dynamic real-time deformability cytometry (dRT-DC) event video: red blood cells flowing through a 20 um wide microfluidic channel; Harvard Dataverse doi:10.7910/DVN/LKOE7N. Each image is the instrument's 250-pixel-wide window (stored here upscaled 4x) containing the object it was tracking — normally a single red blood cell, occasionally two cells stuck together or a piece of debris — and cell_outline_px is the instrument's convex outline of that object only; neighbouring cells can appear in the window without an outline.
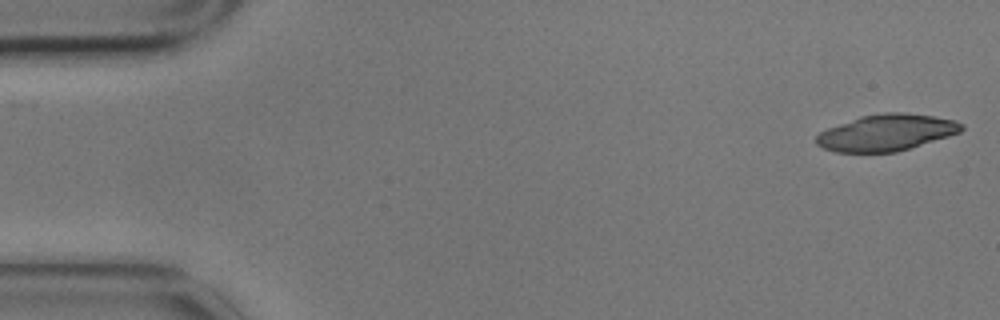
{"species": "common noctule bat (a hibernating species)", "species_latin": "Nyctalus noctula", "temperature_condition": "cold", "stored_images_in_passage": 2, "camera_frame_rate_fps": 3000, "um_per_image_px": 0.085, "animal": {"sex": "male", "body_mass_g": 17.9}, "frame": {"image": 1, "passage_image": 2, "time_ms": 0.333, "image_size_px": [1000, 320], "cell_outline_px": [[964, 128], [960, 132], [948, 136], [896, 152], [836, 152], [824, 148], [816, 144], [816, 136], [820, 132], [828, 128], [860, 116], [884, 112], [904, 112], [932, 116], [956, 120], [964, 124]], "centroid_in_image_um": [75.35, 11.26], "position_along_channel_um": 9.7, "area_um2": 30.69}}